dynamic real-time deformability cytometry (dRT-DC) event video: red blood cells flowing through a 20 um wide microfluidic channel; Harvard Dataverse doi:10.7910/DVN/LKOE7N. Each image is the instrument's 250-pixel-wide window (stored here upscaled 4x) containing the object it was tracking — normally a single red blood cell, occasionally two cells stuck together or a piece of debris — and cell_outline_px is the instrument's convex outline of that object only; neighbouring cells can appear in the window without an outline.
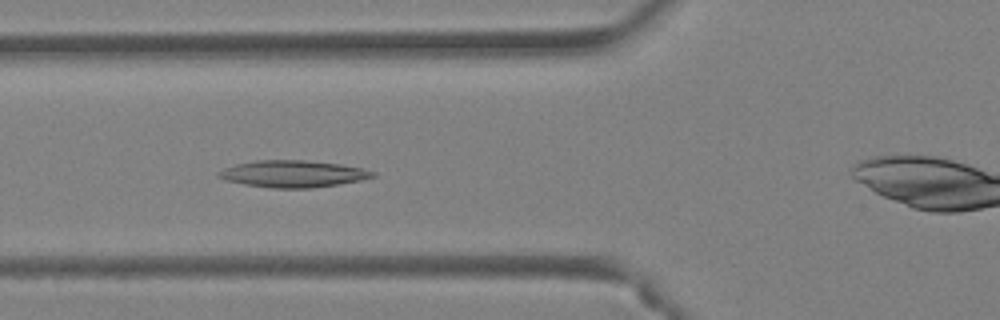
{"species": "Egyptian fruit bat (a non-hibernating species)", "species_latin": "Rousettus aegyptiacus", "temperature_condition": "warm", "stored_images_in_passage": 34, "camera_frame_rate_fps": 3000, "um_per_image_px": 0.085, "animal": {"sex": "female"}, "frame": {"image": 1, "passage_image": 8, "time_ms": 2.333, "image_size_px": [1000, 320], "cell_outline_px": [[376, 176], [360, 180], [312, 188], [272, 188], [244, 184], [224, 180], [216, 176], [216, 172], [224, 168], [236, 164], [256, 160], [304, 160], [340, 164], [360, 168], [376, 172]], "centroid_in_image_um": [24.85, 14.77], "position_along_channel_um": 101.0, "area_um2": 24.04}}
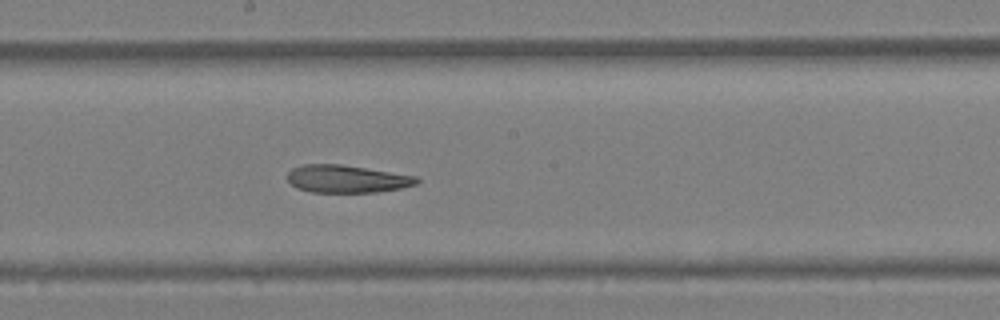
{"frame": {"image": 2, "passage_image": 16, "time_ms": 5.0, "image_size_px": [1000, 320], "cell_outline_px": [[420, 180], [416, 184], [400, 188], [380, 192], [312, 192], [296, 188], [288, 180], [288, 172], [292, 168], [304, 164], [340, 164], [416, 176]], "centroid_in_image_um": [29.46, 15.21], "position_along_channel_um": 218.7, "area_um2": 20.69}}
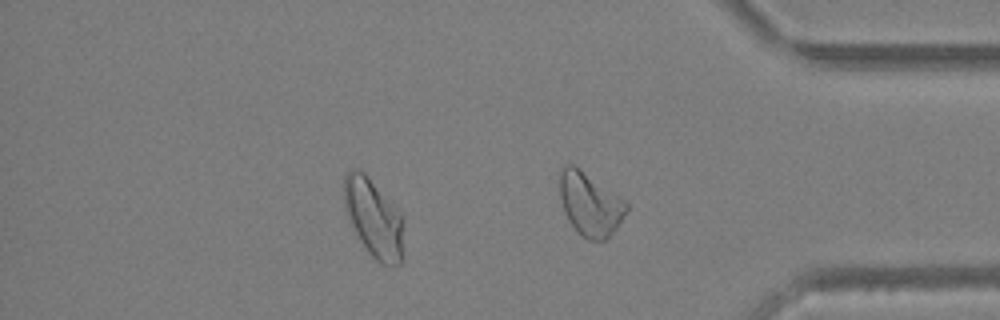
{"frame": {"image": 3, "passage_image": 28, "time_ms": 9.0, "image_size_px": [1000, 320], "cell_outline_px": [[404, 256], [400, 264], [380, 264], [368, 252], [348, 224], [344, 208], [344, 176], [352, 168], [356, 168], [364, 172], [400, 212]], "centroid_in_image_um": [31.72, 18.55], "position_along_channel_um": 403.5, "area_um2": 27.34}, "authors_computed_cell_mechanics": {"area_um2": 23.2067, "velocity_mm_per_s": 4.4208, "shape_relaxation_time_tau1_ms": null, "shape_relaxation_time_tau2_ms": 7.2837, "deformation_change_tau1": null, "deformation_change_tau2": 0.2177}}